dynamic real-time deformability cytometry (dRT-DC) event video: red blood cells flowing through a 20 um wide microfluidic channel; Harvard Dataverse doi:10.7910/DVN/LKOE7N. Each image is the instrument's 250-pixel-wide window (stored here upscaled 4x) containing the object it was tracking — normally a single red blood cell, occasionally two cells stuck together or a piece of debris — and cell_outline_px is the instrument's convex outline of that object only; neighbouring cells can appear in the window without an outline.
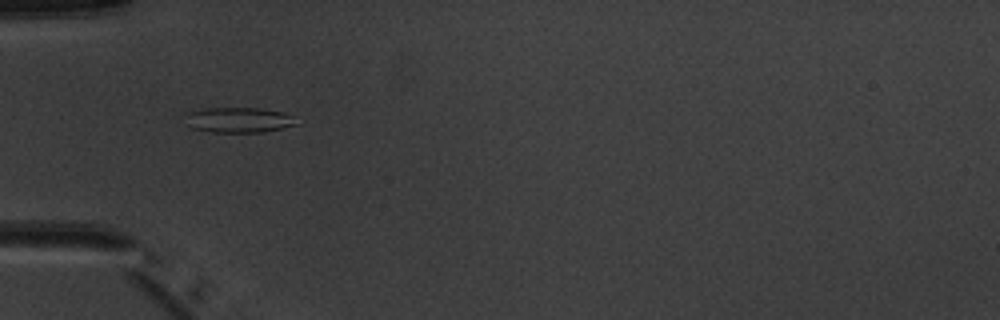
{"species": "common noctule bat (a hibernating species)", "species_latin": "Nyctalus noctula", "temperature_condition": "warm", "stored_images_in_passage": 7, "camera_frame_rate_fps": 3000, "um_per_image_px": 0.085, "animal": {"sex": "male", "body_mass_g": 20.1, "forearm_length_mm": 53.5}, "frame": {"image": 1, "passage_image": 5, "time_ms": 5.667, "image_size_px": [1000, 320], "cell_outline_px": [[300, 124], [264, 132], [212, 132], [192, 128], [188, 124], [188, 112], [204, 108], [260, 108], [284, 112], [292, 116]], "centroid_in_image_um": [20.35, 10.19], "position_along_channel_um": 64.6, "area_um2": 16.3}}
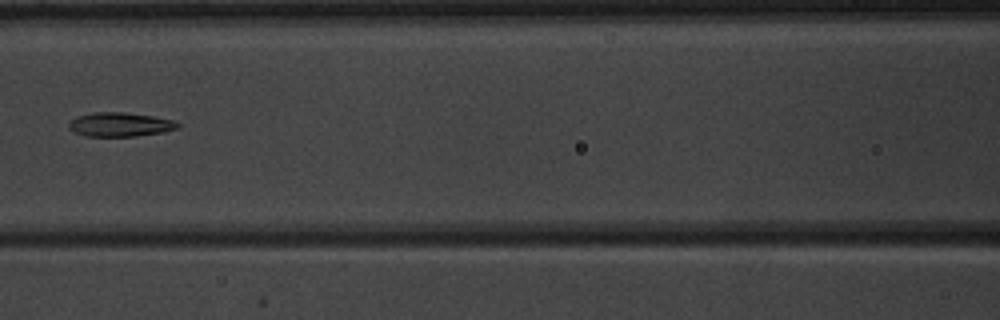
{"frame": {"image": 2, "passage_image": 7, "time_ms": 8.0, "image_size_px": [1000, 320], "cell_outline_px": [[180, 128], [164, 132], [136, 136], [84, 136], [72, 132], [68, 128], [68, 124], [76, 116], [92, 112], [124, 112], [152, 116], [172, 120], [180, 124]], "centroid_in_image_um": [10.18, 10.58], "position_along_channel_um": 156.4, "area_um2": 15.43}}